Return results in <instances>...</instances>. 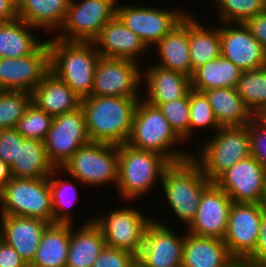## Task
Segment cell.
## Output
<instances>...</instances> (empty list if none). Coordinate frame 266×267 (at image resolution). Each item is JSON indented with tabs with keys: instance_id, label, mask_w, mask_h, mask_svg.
Returning a JSON list of instances; mask_svg holds the SVG:
<instances>
[{
	"instance_id": "obj_1",
	"label": "cell",
	"mask_w": 266,
	"mask_h": 267,
	"mask_svg": "<svg viewBox=\"0 0 266 267\" xmlns=\"http://www.w3.org/2000/svg\"><path fill=\"white\" fill-rule=\"evenodd\" d=\"M141 97L88 96L81 99L91 142L121 145L131 132L134 112Z\"/></svg>"
},
{
	"instance_id": "obj_2",
	"label": "cell",
	"mask_w": 266,
	"mask_h": 267,
	"mask_svg": "<svg viewBox=\"0 0 266 267\" xmlns=\"http://www.w3.org/2000/svg\"><path fill=\"white\" fill-rule=\"evenodd\" d=\"M183 143L159 107L140 98L126 144L138 150L159 153L171 163H178L190 159L192 155V152H187L186 149L184 151L176 148L177 144L182 146Z\"/></svg>"
},
{
	"instance_id": "obj_3",
	"label": "cell",
	"mask_w": 266,
	"mask_h": 267,
	"mask_svg": "<svg viewBox=\"0 0 266 267\" xmlns=\"http://www.w3.org/2000/svg\"><path fill=\"white\" fill-rule=\"evenodd\" d=\"M50 71L63 80L81 99L91 96L94 72L100 54L93 42L48 40Z\"/></svg>"
},
{
	"instance_id": "obj_4",
	"label": "cell",
	"mask_w": 266,
	"mask_h": 267,
	"mask_svg": "<svg viewBox=\"0 0 266 267\" xmlns=\"http://www.w3.org/2000/svg\"><path fill=\"white\" fill-rule=\"evenodd\" d=\"M119 167L117 191L121 200L134 201L147 195L161 183L164 171L172 164L163 155L135 149L126 143L118 145ZM148 192V193H147ZM128 200V201H127Z\"/></svg>"
},
{
	"instance_id": "obj_5",
	"label": "cell",
	"mask_w": 266,
	"mask_h": 267,
	"mask_svg": "<svg viewBox=\"0 0 266 267\" xmlns=\"http://www.w3.org/2000/svg\"><path fill=\"white\" fill-rule=\"evenodd\" d=\"M212 182L190 158L172 163L163 173L161 186L164 198L179 222L188 227L194 220L204 190Z\"/></svg>"
},
{
	"instance_id": "obj_6",
	"label": "cell",
	"mask_w": 266,
	"mask_h": 267,
	"mask_svg": "<svg viewBox=\"0 0 266 267\" xmlns=\"http://www.w3.org/2000/svg\"><path fill=\"white\" fill-rule=\"evenodd\" d=\"M214 133L211 139L199 145L197 154L191 151V159L211 182L251 155L248 125L220 127Z\"/></svg>"
},
{
	"instance_id": "obj_7",
	"label": "cell",
	"mask_w": 266,
	"mask_h": 267,
	"mask_svg": "<svg viewBox=\"0 0 266 267\" xmlns=\"http://www.w3.org/2000/svg\"><path fill=\"white\" fill-rule=\"evenodd\" d=\"M118 145L90 142L81 146L60 168L82 186L118 183ZM108 182V183H107Z\"/></svg>"
},
{
	"instance_id": "obj_8",
	"label": "cell",
	"mask_w": 266,
	"mask_h": 267,
	"mask_svg": "<svg viewBox=\"0 0 266 267\" xmlns=\"http://www.w3.org/2000/svg\"><path fill=\"white\" fill-rule=\"evenodd\" d=\"M0 215L38 218L54 223L49 177H13L0 192Z\"/></svg>"
},
{
	"instance_id": "obj_9",
	"label": "cell",
	"mask_w": 266,
	"mask_h": 267,
	"mask_svg": "<svg viewBox=\"0 0 266 267\" xmlns=\"http://www.w3.org/2000/svg\"><path fill=\"white\" fill-rule=\"evenodd\" d=\"M118 0H71L62 27L54 38L92 42L116 16Z\"/></svg>"
},
{
	"instance_id": "obj_10",
	"label": "cell",
	"mask_w": 266,
	"mask_h": 267,
	"mask_svg": "<svg viewBox=\"0 0 266 267\" xmlns=\"http://www.w3.org/2000/svg\"><path fill=\"white\" fill-rule=\"evenodd\" d=\"M113 210V211H112ZM93 217L102 231L106 246L122 249L138 256L147 226L153 218L134 207H118Z\"/></svg>"
},
{
	"instance_id": "obj_11",
	"label": "cell",
	"mask_w": 266,
	"mask_h": 267,
	"mask_svg": "<svg viewBox=\"0 0 266 267\" xmlns=\"http://www.w3.org/2000/svg\"><path fill=\"white\" fill-rule=\"evenodd\" d=\"M119 2L118 0L116 16L141 39L147 48L153 47L163 39L189 14L177 8L171 10L165 7L163 9V7H143L131 4L118 5Z\"/></svg>"
},
{
	"instance_id": "obj_12",
	"label": "cell",
	"mask_w": 266,
	"mask_h": 267,
	"mask_svg": "<svg viewBox=\"0 0 266 267\" xmlns=\"http://www.w3.org/2000/svg\"><path fill=\"white\" fill-rule=\"evenodd\" d=\"M90 142L80 105L53 118L44 145L50 163L54 168H61L81 146Z\"/></svg>"
},
{
	"instance_id": "obj_13",
	"label": "cell",
	"mask_w": 266,
	"mask_h": 267,
	"mask_svg": "<svg viewBox=\"0 0 266 267\" xmlns=\"http://www.w3.org/2000/svg\"><path fill=\"white\" fill-rule=\"evenodd\" d=\"M139 65L131 60L100 56L91 96L140 97V88L144 83Z\"/></svg>"
},
{
	"instance_id": "obj_14",
	"label": "cell",
	"mask_w": 266,
	"mask_h": 267,
	"mask_svg": "<svg viewBox=\"0 0 266 267\" xmlns=\"http://www.w3.org/2000/svg\"><path fill=\"white\" fill-rule=\"evenodd\" d=\"M265 208L259 203L233 202L223 240L237 262H244L254 252Z\"/></svg>"
},
{
	"instance_id": "obj_15",
	"label": "cell",
	"mask_w": 266,
	"mask_h": 267,
	"mask_svg": "<svg viewBox=\"0 0 266 267\" xmlns=\"http://www.w3.org/2000/svg\"><path fill=\"white\" fill-rule=\"evenodd\" d=\"M50 71L48 40L32 53L18 58H0V90L32 93Z\"/></svg>"
},
{
	"instance_id": "obj_16",
	"label": "cell",
	"mask_w": 266,
	"mask_h": 267,
	"mask_svg": "<svg viewBox=\"0 0 266 267\" xmlns=\"http://www.w3.org/2000/svg\"><path fill=\"white\" fill-rule=\"evenodd\" d=\"M238 203L263 204L266 195V171L251 155L240 160L214 181Z\"/></svg>"
},
{
	"instance_id": "obj_17",
	"label": "cell",
	"mask_w": 266,
	"mask_h": 267,
	"mask_svg": "<svg viewBox=\"0 0 266 267\" xmlns=\"http://www.w3.org/2000/svg\"><path fill=\"white\" fill-rule=\"evenodd\" d=\"M152 218L137 259L146 267H181L185 234L179 236L164 221Z\"/></svg>"
},
{
	"instance_id": "obj_18",
	"label": "cell",
	"mask_w": 266,
	"mask_h": 267,
	"mask_svg": "<svg viewBox=\"0 0 266 267\" xmlns=\"http://www.w3.org/2000/svg\"><path fill=\"white\" fill-rule=\"evenodd\" d=\"M232 199L212 182L203 192L194 220L186 228L200 237L225 238Z\"/></svg>"
},
{
	"instance_id": "obj_19",
	"label": "cell",
	"mask_w": 266,
	"mask_h": 267,
	"mask_svg": "<svg viewBox=\"0 0 266 267\" xmlns=\"http://www.w3.org/2000/svg\"><path fill=\"white\" fill-rule=\"evenodd\" d=\"M221 54L242 71L266 66V50L245 24L220 23Z\"/></svg>"
},
{
	"instance_id": "obj_20",
	"label": "cell",
	"mask_w": 266,
	"mask_h": 267,
	"mask_svg": "<svg viewBox=\"0 0 266 267\" xmlns=\"http://www.w3.org/2000/svg\"><path fill=\"white\" fill-rule=\"evenodd\" d=\"M92 42L102 57L126 59L136 63L140 55L150 49L117 16L106 23Z\"/></svg>"
},
{
	"instance_id": "obj_21",
	"label": "cell",
	"mask_w": 266,
	"mask_h": 267,
	"mask_svg": "<svg viewBox=\"0 0 266 267\" xmlns=\"http://www.w3.org/2000/svg\"><path fill=\"white\" fill-rule=\"evenodd\" d=\"M0 217V238L12 246L29 265L35 257L42 234L50 223L23 216Z\"/></svg>"
},
{
	"instance_id": "obj_22",
	"label": "cell",
	"mask_w": 266,
	"mask_h": 267,
	"mask_svg": "<svg viewBox=\"0 0 266 267\" xmlns=\"http://www.w3.org/2000/svg\"><path fill=\"white\" fill-rule=\"evenodd\" d=\"M145 69L143 67L142 82L147 85V93L143 99L153 106L183 98L192 89L191 78L182 73L154 64Z\"/></svg>"
},
{
	"instance_id": "obj_23",
	"label": "cell",
	"mask_w": 266,
	"mask_h": 267,
	"mask_svg": "<svg viewBox=\"0 0 266 267\" xmlns=\"http://www.w3.org/2000/svg\"><path fill=\"white\" fill-rule=\"evenodd\" d=\"M236 262L223 239L200 237L186 231L181 267H233Z\"/></svg>"
},
{
	"instance_id": "obj_24",
	"label": "cell",
	"mask_w": 266,
	"mask_h": 267,
	"mask_svg": "<svg viewBox=\"0 0 266 267\" xmlns=\"http://www.w3.org/2000/svg\"><path fill=\"white\" fill-rule=\"evenodd\" d=\"M32 103L53 117L78 108L81 98L49 71L32 91Z\"/></svg>"
},
{
	"instance_id": "obj_25",
	"label": "cell",
	"mask_w": 266,
	"mask_h": 267,
	"mask_svg": "<svg viewBox=\"0 0 266 267\" xmlns=\"http://www.w3.org/2000/svg\"><path fill=\"white\" fill-rule=\"evenodd\" d=\"M70 224V243L66 267H92L106 246L99 226L92 219L86 220L77 230Z\"/></svg>"
},
{
	"instance_id": "obj_26",
	"label": "cell",
	"mask_w": 266,
	"mask_h": 267,
	"mask_svg": "<svg viewBox=\"0 0 266 267\" xmlns=\"http://www.w3.org/2000/svg\"><path fill=\"white\" fill-rule=\"evenodd\" d=\"M154 46H156L161 59L155 65L191 78L194 71L190 59L188 15Z\"/></svg>"
},
{
	"instance_id": "obj_27",
	"label": "cell",
	"mask_w": 266,
	"mask_h": 267,
	"mask_svg": "<svg viewBox=\"0 0 266 267\" xmlns=\"http://www.w3.org/2000/svg\"><path fill=\"white\" fill-rule=\"evenodd\" d=\"M71 0H17L20 19L50 34L62 27Z\"/></svg>"
},
{
	"instance_id": "obj_28",
	"label": "cell",
	"mask_w": 266,
	"mask_h": 267,
	"mask_svg": "<svg viewBox=\"0 0 266 267\" xmlns=\"http://www.w3.org/2000/svg\"><path fill=\"white\" fill-rule=\"evenodd\" d=\"M69 243L70 224H49L29 267H66Z\"/></svg>"
},
{
	"instance_id": "obj_29",
	"label": "cell",
	"mask_w": 266,
	"mask_h": 267,
	"mask_svg": "<svg viewBox=\"0 0 266 267\" xmlns=\"http://www.w3.org/2000/svg\"><path fill=\"white\" fill-rule=\"evenodd\" d=\"M221 127L245 126L255 117L235 88L204 91Z\"/></svg>"
},
{
	"instance_id": "obj_30",
	"label": "cell",
	"mask_w": 266,
	"mask_h": 267,
	"mask_svg": "<svg viewBox=\"0 0 266 267\" xmlns=\"http://www.w3.org/2000/svg\"><path fill=\"white\" fill-rule=\"evenodd\" d=\"M30 29L38 30L19 17L0 22V58L14 59L32 54L45 39L34 37Z\"/></svg>"
},
{
	"instance_id": "obj_31",
	"label": "cell",
	"mask_w": 266,
	"mask_h": 267,
	"mask_svg": "<svg viewBox=\"0 0 266 267\" xmlns=\"http://www.w3.org/2000/svg\"><path fill=\"white\" fill-rule=\"evenodd\" d=\"M241 74L238 66L220 54L194 70L191 88L201 92L214 88H235Z\"/></svg>"
},
{
	"instance_id": "obj_32",
	"label": "cell",
	"mask_w": 266,
	"mask_h": 267,
	"mask_svg": "<svg viewBox=\"0 0 266 267\" xmlns=\"http://www.w3.org/2000/svg\"><path fill=\"white\" fill-rule=\"evenodd\" d=\"M54 169L48 160L44 141L31 138H23L18 157L10 166L11 175L17 178H46Z\"/></svg>"
},
{
	"instance_id": "obj_33",
	"label": "cell",
	"mask_w": 266,
	"mask_h": 267,
	"mask_svg": "<svg viewBox=\"0 0 266 267\" xmlns=\"http://www.w3.org/2000/svg\"><path fill=\"white\" fill-rule=\"evenodd\" d=\"M195 14H188V35L192 70L216 59L221 54L219 26L206 28Z\"/></svg>"
},
{
	"instance_id": "obj_34",
	"label": "cell",
	"mask_w": 266,
	"mask_h": 267,
	"mask_svg": "<svg viewBox=\"0 0 266 267\" xmlns=\"http://www.w3.org/2000/svg\"><path fill=\"white\" fill-rule=\"evenodd\" d=\"M235 89L251 113L258 116L266 108V66L242 71Z\"/></svg>"
},
{
	"instance_id": "obj_35",
	"label": "cell",
	"mask_w": 266,
	"mask_h": 267,
	"mask_svg": "<svg viewBox=\"0 0 266 267\" xmlns=\"http://www.w3.org/2000/svg\"><path fill=\"white\" fill-rule=\"evenodd\" d=\"M62 173L63 171L61 172L60 168H55L49 176L54 223L73 224V214L71 215V212H69L67 208H69L71 204H76L74 200L78 199L79 187H76L75 183H73V180H75L73 177H70L72 182L67 178H59L58 175Z\"/></svg>"
},
{
	"instance_id": "obj_36",
	"label": "cell",
	"mask_w": 266,
	"mask_h": 267,
	"mask_svg": "<svg viewBox=\"0 0 266 267\" xmlns=\"http://www.w3.org/2000/svg\"><path fill=\"white\" fill-rule=\"evenodd\" d=\"M215 4L220 23L244 24L266 10V0H215Z\"/></svg>"
},
{
	"instance_id": "obj_37",
	"label": "cell",
	"mask_w": 266,
	"mask_h": 267,
	"mask_svg": "<svg viewBox=\"0 0 266 267\" xmlns=\"http://www.w3.org/2000/svg\"><path fill=\"white\" fill-rule=\"evenodd\" d=\"M31 102L29 92L0 90V129L16 128Z\"/></svg>"
},
{
	"instance_id": "obj_38",
	"label": "cell",
	"mask_w": 266,
	"mask_h": 267,
	"mask_svg": "<svg viewBox=\"0 0 266 267\" xmlns=\"http://www.w3.org/2000/svg\"><path fill=\"white\" fill-rule=\"evenodd\" d=\"M189 102V140L195 135L197 129L210 128L211 130H215L214 132H216L221 127L216 120L214 111L204 92L191 89L189 92Z\"/></svg>"
},
{
	"instance_id": "obj_39",
	"label": "cell",
	"mask_w": 266,
	"mask_h": 267,
	"mask_svg": "<svg viewBox=\"0 0 266 267\" xmlns=\"http://www.w3.org/2000/svg\"><path fill=\"white\" fill-rule=\"evenodd\" d=\"M53 118L52 115L47 114L31 102L24 116L18 121L16 129L24 138L44 141L51 128Z\"/></svg>"
},
{
	"instance_id": "obj_40",
	"label": "cell",
	"mask_w": 266,
	"mask_h": 267,
	"mask_svg": "<svg viewBox=\"0 0 266 267\" xmlns=\"http://www.w3.org/2000/svg\"><path fill=\"white\" fill-rule=\"evenodd\" d=\"M159 109L169 121L172 130L185 143L189 141L190 102L189 94L183 98L160 104Z\"/></svg>"
},
{
	"instance_id": "obj_41",
	"label": "cell",
	"mask_w": 266,
	"mask_h": 267,
	"mask_svg": "<svg viewBox=\"0 0 266 267\" xmlns=\"http://www.w3.org/2000/svg\"><path fill=\"white\" fill-rule=\"evenodd\" d=\"M248 125L250 153L266 171V124L255 116Z\"/></svg>"
},
{
	"instance_id": "obj_42",
	"label": "cell",
	"mask_w": 266,
	"mask_h": 267,
	"mask_svg": "<svg viewBox=\"0 0 266 267\" xmlns=\"http://www.w3.org/2000/svg\"><path fill=\"white\" fill-rule=\"evenodd\" d=\"M23 138L16 128L0 129V159L9 167L18 157Z\"/></svg>"
},
{
	"instance_id": "obj_43",
	"label": "cell",
	"mask_w": 266,
	"mask_h": 267,
	"mask_svg": "<svg viewBox=\"0 0 266 267\" xmlns=\"http://www.w3.org/2000/svg\"><path fill=\"white\" fill-rule=\"evenodd\" d=\"M136 258L131 252L105 246L92 267H130Z\"/></svg>"
},
{
	"instance_id": "obj_44",
	"label": "cell",
	"mask_w": 266,
	"mask_h": 267,
	"mask_svg": "<svg viewBox=\"0 0 266 267\" xmlns=\"http://www.w3.org/2000/svg\"><path fill=\"white\" fill-rule=\"evenodd\" d=\"M244 263L259 267L266 264V208L262 211L259 236L254 252L244 261Z\"/></svg>"
},
{
	"instance_id": "obj_45",
	"label": "cell",
	"mask_w": 266,
	"mask_h": 267,
	"mask_svg": "<svg viewBox=\"0 0 266 267\" xmlns=\"http://www.w3.org/2000/svg\"><path fill=\"white\" fill-rule=\"evenodd\" d=\"M0 267H29L21 255L0 238Z\"/></svg>"
},
{
	"instance_id": "obj_46",
	"label": "cell",
	"mask_w": 266,
	"mask_h": 267,
	"mask_svg": "<svg viewBox=\"0 0 266 267\" xmlns=\"http://www.w3.org/2000/svg\"><path fill=\"white\" fill-rule=\"evenodd\" d=\"M244 24L252 33L253 37L266 50V10L251 17Z\"/></svg>"
},
{
	"instance_id": "obj_47",
	"label": "cell",
	"mask_w": 266,
	"mask_h": 267,
	"mask_svg": "<svg viewBox=\"0 0 266 267\" xmlns=\"http://www.w3.org/2000/svg\"><path fill=\"white\" fill-rule=\"evenodd\" d=\"M17 17V0H0V22L10 21Z\"/></svg>"
},
{
	"instance_id": "obj_48",
	"label": "cell",
	"mask_w": 266,
	"mask_h": 267,
	"mask_svg": "<svg viewBox=\"0 0 266 267\" xmlns=\"http://www.w3.org/2000/svg\"><path fill=\"white\" fill-rule=\"evenodd\" d=\"M11 178L10 167L0 159V192Z\"/></svg>"
},
{
	"instance_id": "obj_49",
	"label": "cell",
	"mask_w": 266,
	"mask_h": 267,
	"mask_svg": "<svg viewBox=\"0 0 266 267\" xmlns=\"http://www.w3.org/2000/svg\"><path fill=\"white\" fill-rule=\"evenodd\" d=\"M257 117L266 124V108Z\"/></svg>"
},
{
	"instance_id": "obj_50",
	"label": "cell",
	"mask_w": 266,
	"mask_h": 267,
	"mask_svg": "<svg viewBox=\"0 0 266 267\" xmlns=\"http://www.w3.org/2000/svg\"><path fill=\"white\" fill-rule=\"evenodd\" d=\"M233 267H259V266H253L244 262H236Z\"/></svg>"
},
{
	"instance_id": "obj_51",
	"label": "cell",
	"mask_w": 266,
	"mask_h": 267,
	"mask_svg": "<svg viewBox=\"0 0 266 267\" xmlns=\"http://www.w3.org/2000/svg\"><path fill=\"white\" fill-rule=\"evenodd\" d=\"M130 267H146V266L136 258V260L132 263Z\"/></svg>"
},
{
	"instance_id": "obj_52",
	"label": "cell",
	"mask_w": 266,
	"mask_h": 267,
	"mask_svg": "<svg viewBox=\"0 0 266 267\" xmlns=\"http://www.w3.org/2000/svg\"><path fill=\"white\" fill-rule=\"evenodd\" d=\"M263 204H264V206L266 207V195H265V199H264Z\"/></svg>"
}]
</instances>
